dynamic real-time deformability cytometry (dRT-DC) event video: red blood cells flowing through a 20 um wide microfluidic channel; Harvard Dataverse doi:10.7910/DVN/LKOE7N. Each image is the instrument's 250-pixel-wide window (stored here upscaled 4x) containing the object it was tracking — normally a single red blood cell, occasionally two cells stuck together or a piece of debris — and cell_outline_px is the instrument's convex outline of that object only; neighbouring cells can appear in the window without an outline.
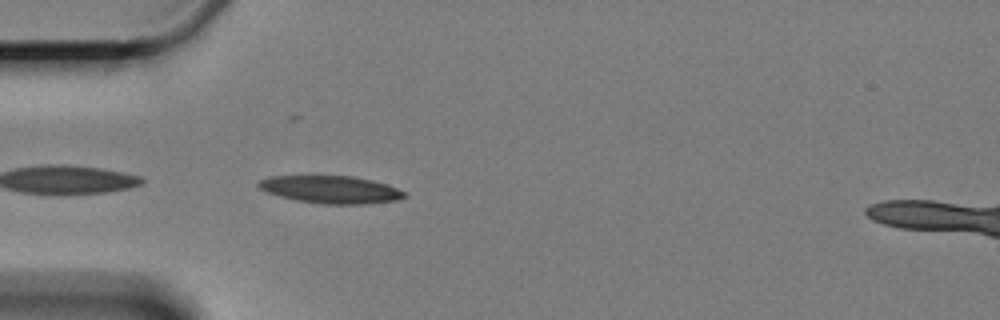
{"species": "Egyptian fruit bat (a non-hibernating species)", "species_latin": "Rousettus aegyptiacus", "temperature_condition": "cold", "stored_images_in_passage": 6, "camera_frame_rate_fps": 3000, "um_per_image_px": 0.085, "animal": {"sex": "female"}, "frame": {"image": 1, "passage_image": 5, "time_ms": 4.667, "image_size_px": [1000, 320], "cell_outline_px": [[408, 196], [396, 200], [364, 204], [320, 204], [296, 200], [280, 196], [268, 192], [260, 188], [256, 184], [260, 180], [272, 176], [352, 176], [372, 180], [396, 188], [404, 192]], "centroid_in_image_um": [28.11, 16.11], "position_along_channel_um": 56.9, "area_um2": 23.18}}